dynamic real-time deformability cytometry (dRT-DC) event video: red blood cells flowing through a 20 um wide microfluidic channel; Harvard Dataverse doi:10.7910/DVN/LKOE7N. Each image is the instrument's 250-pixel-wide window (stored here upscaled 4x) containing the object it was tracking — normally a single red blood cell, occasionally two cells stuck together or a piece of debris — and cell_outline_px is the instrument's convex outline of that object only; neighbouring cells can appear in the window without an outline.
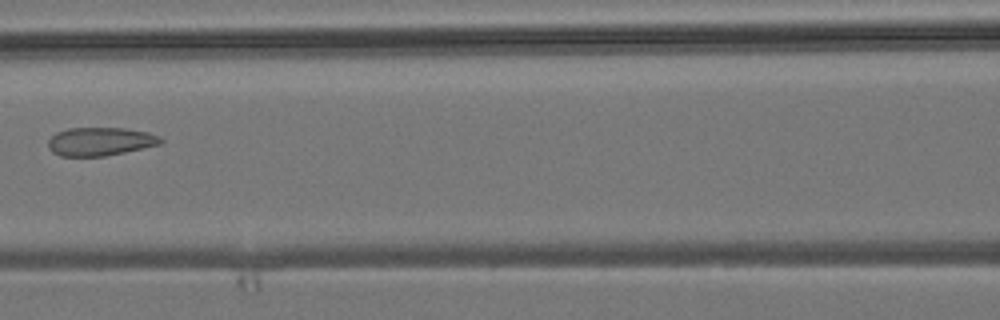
{"species": "common noctule bat (a hibernating species)", "species_latin": "Nyctalus noctula", "temperature_condition": "room temperature", "stored_images_in_passage": 5, "camera_frame_rate_fps": 3000, "um_per_image_px": 0.085, "animal": {"sex": "male", "body_mass_g": 19.2, "forearm_length_mm": 51.8}, "frame": {"image": 1, "passage_image": 4, "time_ms": 3.667, "image_size_px": [1000, 320], "cell_outline_px": [[164, 140], [160, 144], [124, 152], [104, 156], [60, 156], [52, 152], [48, 148], [48, 140], [56, 132], [68, 128], [124, 128], [148, 132], [160, 136]], "centroid_in_image_um": [8.5, 12.02], "position_along_channel_um": 158.1, "area_um2": 18.61}}
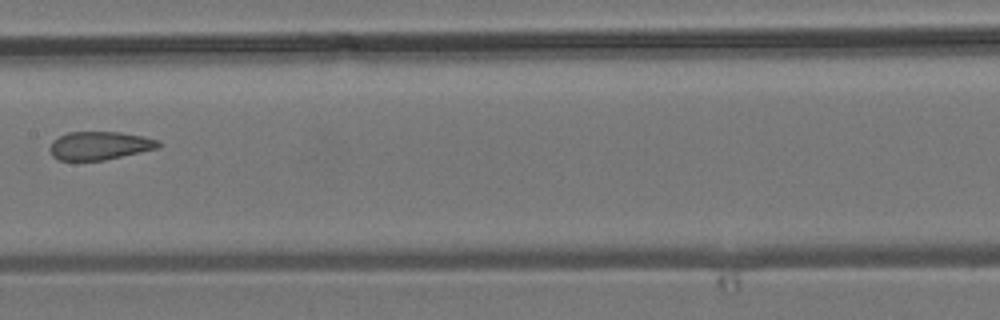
{"frame": {"image": 2, "passage_image": 5, "time_ms": 4.667, "image_size_px": [1000, 320], "cell_outline_px": [[160, 148], [104, 160], [60, 160], [52, 156], [48, 148], [60, 136], [68, 132], [120, 132], [144, 136], [160, 140]], "centroid_in_image_um": [8.52, 12.38], "position_along_channel_um": 198.9, "area_um2": 17.86}}